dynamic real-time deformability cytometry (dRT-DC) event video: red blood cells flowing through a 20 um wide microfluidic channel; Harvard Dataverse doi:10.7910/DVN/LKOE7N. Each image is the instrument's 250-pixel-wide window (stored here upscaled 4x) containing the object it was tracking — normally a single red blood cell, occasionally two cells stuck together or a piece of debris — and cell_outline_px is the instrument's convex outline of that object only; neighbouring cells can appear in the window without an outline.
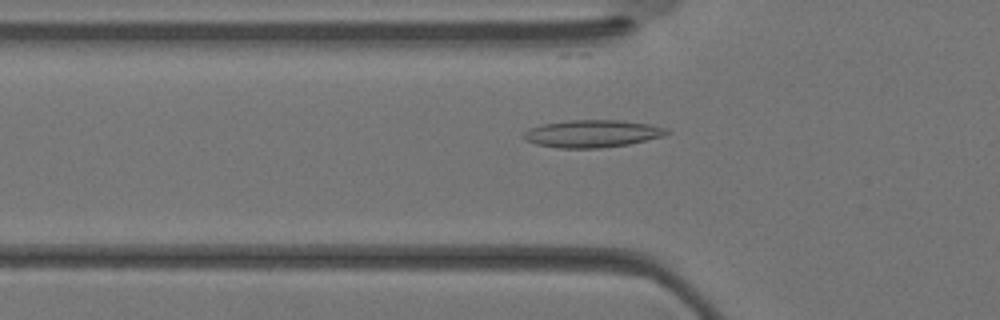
{"species": "Egyptian fruit bat (a non-hibernating species)", "species_latin": "Rousettus aegyptiacus", "temperature_condition": "warm", "stored_images_in_passage": 35, "camera_frame_rate_fps": 3000, "um_per_image_px": 0.085, "animal": {"sex": "female"}, "frame": {"image": 1, "passage_image": 12, "time_ms": 3.667, "image_size_px": [1000, 320], "cell_outline_px": [[672, 132], [664, 136], [628, 144], [600, 148], [560, 148], [536, 144], [524, 140], [520, 136], [528, 128], [544, 124], [568, 120], [620, 120], [652, 124], [668, 128]], "centroid_in_image_um": [50.35, 11.35], "position_along_channel_um": 75.4, "area_um2": 23.12}}
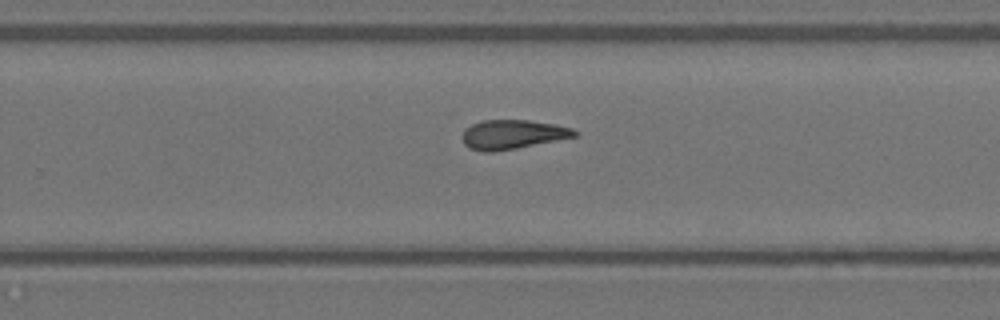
{"frame": {"image": 2, "passage_image": 23, "time_ms": 7.333, "image_size_px": [1000, 320], "cell_outline_px": [[580, 132], [576, 136], [516, 148], [492, 152], [484, 152], [468, 148], [464, 144], [460, 136], [472, 124], [480, 120], [528, 120], [556, 124], [572, 128]], "centroid_in_image_um": [43.55, 11.42], "position_along_channel_um": 286.2, "area_um2": 19.13}}
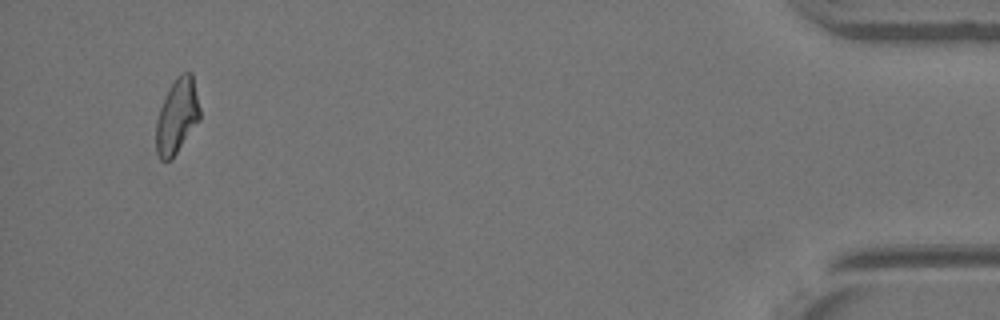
{"frame": {"image": 3, "passage_image": 34, "time_ms": 11.0, "image_size_px": [1000, 320], "cell_outline_px": [[200, 120], [172, 160], [160, 160], [156, 152], [156, 120], [160, 108], [168, 88], [176, 76], [184, 72], [192, 72], [200, 108]], "centroid_in_image_um": [15.05, 9.88], "position_along_channel_um": 420.2, "area_um2": 19.36}}